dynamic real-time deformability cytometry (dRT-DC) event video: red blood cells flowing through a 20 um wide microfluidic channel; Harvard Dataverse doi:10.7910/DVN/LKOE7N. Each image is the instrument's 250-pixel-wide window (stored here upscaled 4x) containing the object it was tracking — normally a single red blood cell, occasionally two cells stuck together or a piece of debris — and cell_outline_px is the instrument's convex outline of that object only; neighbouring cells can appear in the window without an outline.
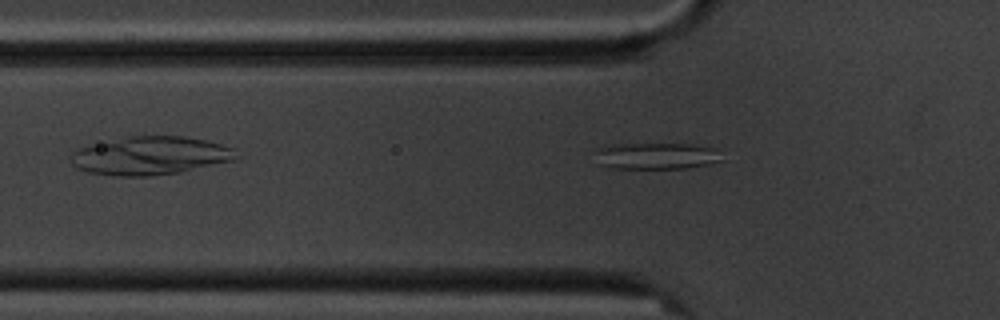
{"species": "common noctule bat (a hibernating species)", "species_latin": "Nyctalus noctula", "temperature_condition": "cold", "stored_images_in_passage": 5, "camera_frame_rate_fps": 3000, "um_per_image_px": 0.085, "animal": {"sex": "male", "body_mass_g": 20.1, "forearm_length_mm": 53.5}, "frame": {"image": 1, "passage_image": 5, "time_ms": 5.667, "image_size_px": [1000, 320], "cell_outline_px": [[724, 160], [708, 164], [684, 168], [612, 168], [600, 164], [592, 148], [604, 144], [692, 144], [716, 148]], "centroid_in_image_um": [55.74, 13.23], "position_along_channel_um": 70.1, "area_um2": 19.88}}